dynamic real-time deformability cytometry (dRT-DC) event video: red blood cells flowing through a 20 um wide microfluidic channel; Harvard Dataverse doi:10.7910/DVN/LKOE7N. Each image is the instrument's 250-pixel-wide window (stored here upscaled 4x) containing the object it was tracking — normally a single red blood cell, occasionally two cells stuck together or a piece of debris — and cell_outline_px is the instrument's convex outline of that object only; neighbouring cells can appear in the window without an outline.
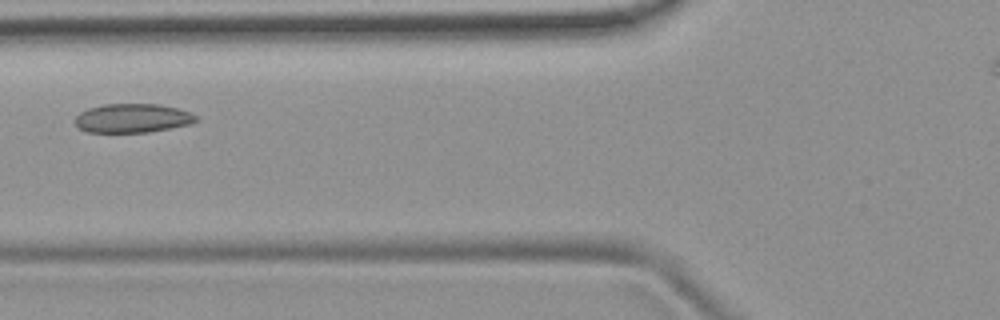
{"species": "common noctule bat (a hibernating species)", "species_latin": "Nyctalus noctula", "temperature_condition": "room temperature", "stored_images_in_passage": 4, "camera_frame_rate_fps": 3000, "um_per_image_px": 0.085, "animal": {"sex": "female", "body_mass_g": 19.9}, "frame": {"image": 1, "passage_image": 4, "time_ms": 3.333, "image_size_px": [1000, 320], "cell_outline_px": [[200, 120], [192, 124], [148, 132], [88, 132], [76, 128], [76, 116], [80, 112], [88, 108], [104, 104], [160, 104], [176, 108], [188, 112], [196, 116]], "centroid_in_image_um": [11.26, 10.05], "position_along_channel_um": 114.5, "area_um2": 20.46}}